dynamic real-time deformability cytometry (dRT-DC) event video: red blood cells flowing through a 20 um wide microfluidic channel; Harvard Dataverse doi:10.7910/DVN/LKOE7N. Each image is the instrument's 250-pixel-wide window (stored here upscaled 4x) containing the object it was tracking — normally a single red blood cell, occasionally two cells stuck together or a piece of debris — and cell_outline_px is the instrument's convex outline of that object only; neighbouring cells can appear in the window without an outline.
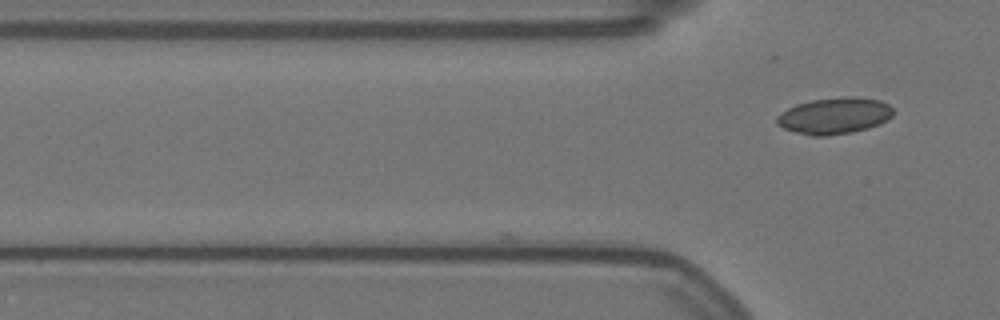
{"species": "Egyptian fruit bat (a non-hibernating species)", "species_latin": "Rousettus aegyptiacus", "temperature_condition": "warm", "stored_images_in_passage": 4, "camera_frame_rate_fps": 3000, "um_per_image_px": 0.085, "animal": {"sex": "female"}, "frame": {"image": 1, "passage_image": 4, "time_ms": 1.0, "image_size_px": [1000, 320], "cell_outline_px": [[892, 116], [880, 124], [868, 128], [852, 132], [824, 136], [812, 136], [796, 132], [784, 128], [776, 124], [776, 116], [780, 112], [796, 104], [812, 100], [840, 96], [856, 96], [880, 100], [888, 104], [892, 108]], "centroid_in_image_um": [70.91, 9.83], "position_along_channel_um": 54.9, "area_um2": 24.85}}